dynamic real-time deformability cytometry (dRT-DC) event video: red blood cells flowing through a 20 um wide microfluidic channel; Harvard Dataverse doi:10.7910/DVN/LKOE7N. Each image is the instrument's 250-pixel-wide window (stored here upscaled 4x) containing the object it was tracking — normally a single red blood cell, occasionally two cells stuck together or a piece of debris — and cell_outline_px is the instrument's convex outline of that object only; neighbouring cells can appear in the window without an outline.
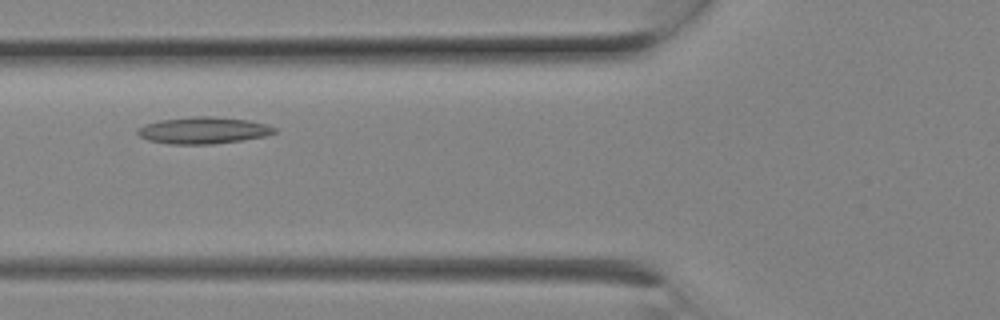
{"species": "Egyptian fruit bat (a non-hibernating species)", "species_latin": "Rousettus aegyptiacus", "temperature_condition": "room temperature", "stored_images_in_passage": 5, "camera_frame_rate_fps": 3000, "um_per_image_px": 0.085, "animal": {"sex": "female"}, "frame": {"image": 1, "passage_image": 4, "time_ms": 1.0, "image_size_px": [1000, 320], "cell_outline_px": [[276, 132], [264, 136], [240, 140], [212, 144], [168, 144], [148, 140], [140, 136], [136, 132], [136, 128], [144, 124], [160, 120], [196, 116], [212, 116], [248, 120], [264, 124], [276, 128]], "centroid_in_image_um": [17.22, 11.08], "position_along_channel_um": 108.6, "area_um2": 21.21}}
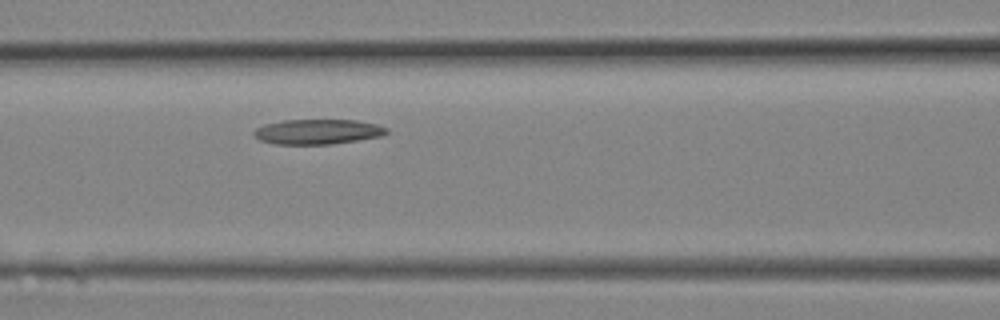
{"frame": {"image": 2, "passage_image": 5, "time_ms": 1.333, "image_size_px": [1000, 320], "cell_outline_px": [[388, 132], [380, 136], [332, 144], [276, 144], [260, 140], [252, 132], [256, 128], [264, 124], [284, 120], [356, 120], [376, 124], [388, 128]], "centroid_in_image_um": [26.99, 11.19], "position_along_channel_um": 139.6, "area_um2": 19.19}}